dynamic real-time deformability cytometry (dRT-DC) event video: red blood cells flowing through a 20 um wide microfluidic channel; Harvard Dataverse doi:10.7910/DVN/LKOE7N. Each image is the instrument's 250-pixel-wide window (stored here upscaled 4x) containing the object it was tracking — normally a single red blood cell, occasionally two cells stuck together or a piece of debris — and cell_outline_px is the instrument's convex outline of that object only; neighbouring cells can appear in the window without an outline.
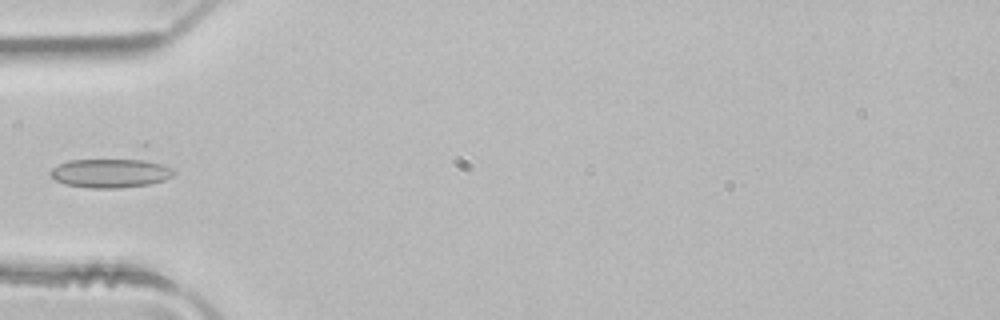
{"species": "common noctule bat (a hibernating species)", "species_latin": "Nyctalus noctula", "temperature_condition": "room temperature", "stored_images_in_passage": 4, "camera_frame_rate_fps": 3000, "um_per_image_px": 0.085, "animal": {"sex": "male", "body_mass_g": 21.5, "forearm_length_mm": 52.0}, "frame": {"image": 1, "passage_image": 4, "time_ms": 1.0, "image_size_px": [1000, 320], "cell_outline_px": [[176, 172], [172, 176], [164, 180], [148, 184], [120, 188], [88, 188], [64, 184], [48, 176], [48, 172], [52, 168], [68, 160], [132, 156], [136, 156], [164, 164], [176, 168]], "centroid_in_image_um": [9.43, 14.65], "position_along_channel_um": 75.6, "area_um2": 22.31}}